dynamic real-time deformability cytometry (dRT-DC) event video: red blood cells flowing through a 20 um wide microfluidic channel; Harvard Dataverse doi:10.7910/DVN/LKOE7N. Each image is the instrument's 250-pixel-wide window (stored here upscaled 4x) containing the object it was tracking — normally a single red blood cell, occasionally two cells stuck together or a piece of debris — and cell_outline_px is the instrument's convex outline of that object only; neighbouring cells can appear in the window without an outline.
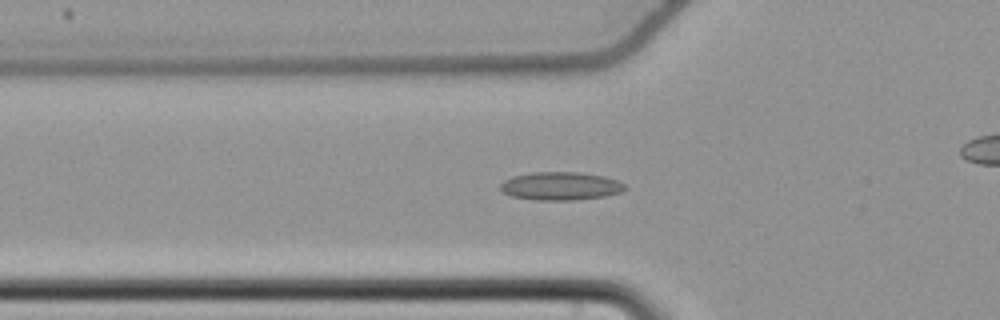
{"species": "common noctule bat (a hibernating species)", "species_latin": "Nyctalus noctula", "temperature_condition": "cold", "stored_images_in_passage": 48, "camera_frame_rate_fps": 3000, "um_per_image_px": 0.085, "animal": {"sex": "female", "body_mass_g": 22.7, "forearm_length_mm": 54.2}, "frame": {"image": 1, "passage_image": 19, "time_ms": 6.0, "image_size_px": [1000, 320], "cell_outline_px": [[624, 188], [620, 192], [604, 196], [572, 200], [536, 200], [512, 196], [504, 192], [500, 188], [500, 184], [504, 180], [512, 176], [532, 172], [580, 172], [604, 176], [616, 180], [624, 184]], "centroid_in_image_um": [47.61, 15.8], "position_along_channel_um": 78.2, "area_um2": 20.29}}
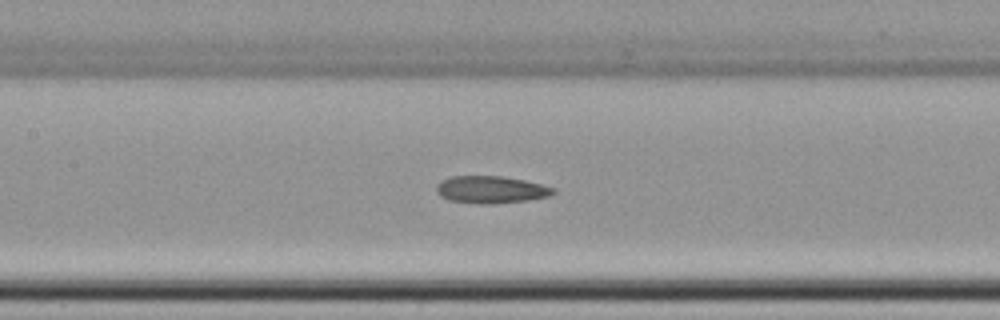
{"frame": {"image": 2, "passage_image": 26, "time_ms": 8.333, "image_size_px": [1000, 320], "cell_outline_px": [[556, 192], [548, 196], [528, 200], [492, 204], [480, 204], [448, 200], [440, 196], [436, 192], [436, 184], [452, 176], [504, 176], [524, 180], [556, 188]], "centroid_in_image_um": [41.72, 16.12], "position_along_channel_um": 165.7, "area_um2": 18.61}}
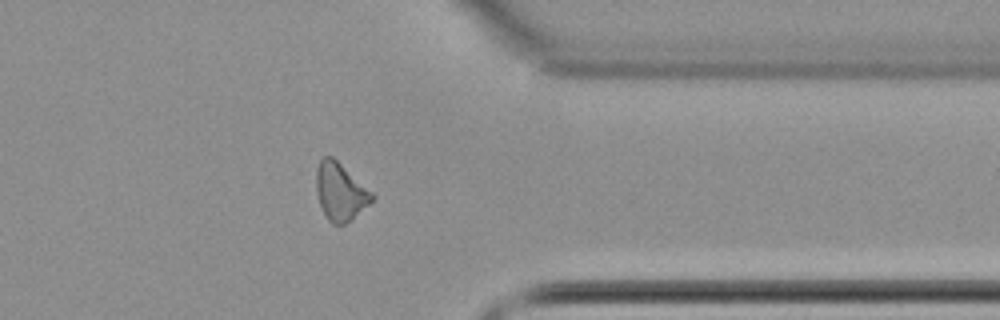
{"frame": {"image": 3, "passage_image": 44, "time_ms": 14.333, "image_size_px": [1000, 320], "cell_outline_px": [[376, 196], [352, 220], [344, 224], [332, 224], [328, 220], [320, 204], [316, 192], [316, 168], [320, 160], [324, 156], [332, 156], [372, 192]], "centroid_in_image_um": [28.91, 16.3], "position_along_channel_um": 382.5, "area_um2": 18.5}, "authors_computed_cell_mechanics": {"area_um2": 18.6694, "velocity_mm_per_s": 3.7533, "shape_relaxation_time_tau1_ms": null, "shape_relaxation_time_tau2_ms": 10.1081, "deformation_change_tau1": null, "deformation_change_tau2": 0.1944}}